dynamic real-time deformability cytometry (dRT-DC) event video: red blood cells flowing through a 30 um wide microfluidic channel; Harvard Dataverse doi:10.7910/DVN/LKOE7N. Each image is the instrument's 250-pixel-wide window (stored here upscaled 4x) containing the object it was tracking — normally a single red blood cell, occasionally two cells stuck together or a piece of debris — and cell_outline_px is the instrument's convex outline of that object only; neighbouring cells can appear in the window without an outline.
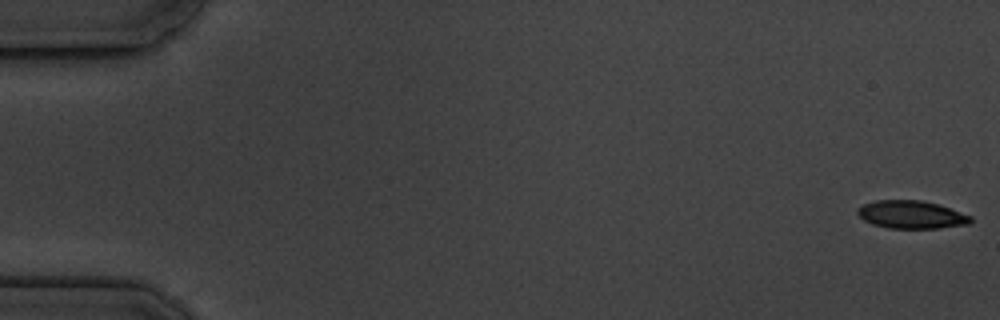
{"species": "common noctule bat (a hibernating species)", "species_latin": "Nyctalus noctula", "temperature_condition": "cold", "stored_images_in_passage": 6, "camera_frame_rate_fps": 3000, "um_per_image_px": 0.085, "animal": {"sex": "male", "body_mass_g": 19.5, "forearm_length_mm": 54.6}, "frame": {"image": 1, "passage_image": 1, "time_ms": 0.0, "image_size_px": [1000, 320], "cell_outline_px": [[972, 220], [968, 224], [936, 228], [888, 228], [872, 224], [864, 220], [856, 212], [856, 208], [864, 204], [876, 200], [920, 200], [936, 204], [972, 216]], "centroid_in_image_um": [77.42, 18.24], "position_along_channel_um": 7.6, "area_um2": 18.21}}
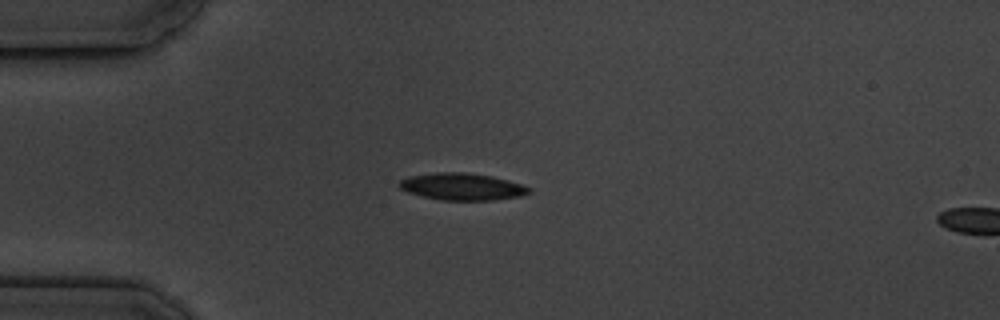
{"frame": {"image": 2, "passage_image": 5, "time_ms": 4.667, "image_size_px": [1000, 320], "cell_outline_px": [[532, 192], [520, 196], [492, 200], [440, 200], [408, 192], [400, 188], [400, 180], [408, 176], [436, 172], [468, 172], [492, 176], [508, 180], [532, 188]], "centroid_in_image_um": [39.3, 15.85], "position_along_channel_um": 45.7, "area_um2": 20.4}}